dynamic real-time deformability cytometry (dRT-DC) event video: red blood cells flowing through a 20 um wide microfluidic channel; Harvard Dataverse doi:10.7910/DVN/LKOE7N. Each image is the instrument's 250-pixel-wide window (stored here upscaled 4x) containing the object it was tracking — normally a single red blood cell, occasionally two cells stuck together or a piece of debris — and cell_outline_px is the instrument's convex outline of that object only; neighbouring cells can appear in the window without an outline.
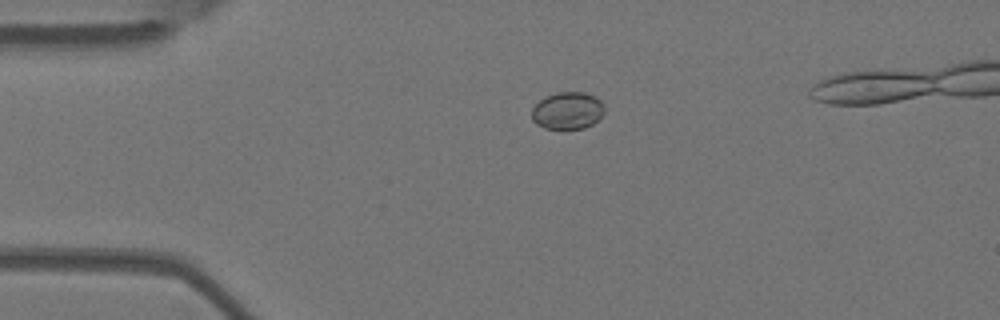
{"species": "Egyptian fruit bat (a non-hibernating species)", "species_latin": "Rousettus aegyptiacus", "temperature_condition": "warm", "stored_images_in_passage": 3, "camera_frame_rate_fps": 3000, "um_per_image_px": 0.085, "animal": {"sex": "female"}, "frame": {"image": 1, "passage_image": 1, "time_ms": 0.0, "image_size_px": [1000, 320], "cell_outline_px": [[604, 112], [592, 124], [584, 128], [544, 128], [536, 124], [532, 120], [532, 108], [544, 96], [556, 92], [584, 92], [596, 96], [604, 104]], "centroid_in_image_um": [48.23, 9.38], "position_along_channel_um": 36.8, "area_um2": 15.78}}